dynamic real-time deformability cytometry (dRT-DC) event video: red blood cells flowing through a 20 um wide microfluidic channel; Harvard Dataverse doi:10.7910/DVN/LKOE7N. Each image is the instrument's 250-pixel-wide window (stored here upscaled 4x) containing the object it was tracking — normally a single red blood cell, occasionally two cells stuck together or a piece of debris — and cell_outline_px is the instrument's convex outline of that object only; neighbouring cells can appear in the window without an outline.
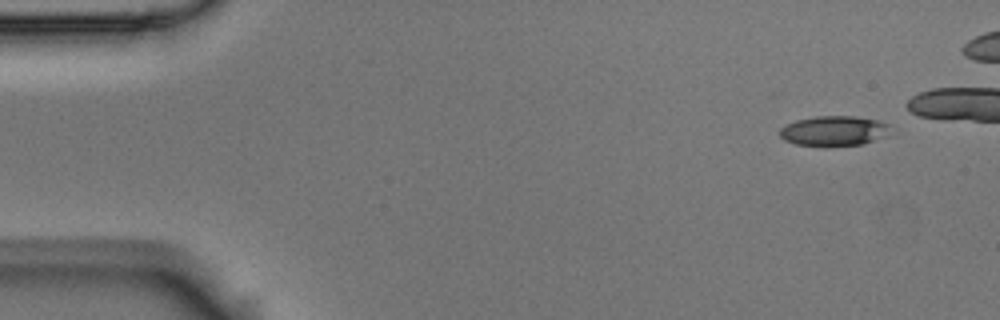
{"species": "Egyptian fruit bat (a non-hibernating species)", "species_latin": "Rousettus aegyptiacus", "temperature_condition": "room temperature", "stored_images_in_passage": 7, "camera_frame_rate_fps": 3000, "um_per_image_px": 0.085, "animal": {"sex": "male"}, "frame": {"image": 1, "passage_image": 1, "time_ms": 0.0, "image_size_px": [1000, 320], "cell_outline_px": [[888, 136], [864, 144], [824, 148], [796, 144], [784, 140], [780, 136], [780, 128], [796, 120], [816, 116], [856, 116], [876, 120], [888, 124]], "centroid_in_image_um": [70.88, 11.16], "position_along_channel_um": 14.1, "area_um2": 19.77}}
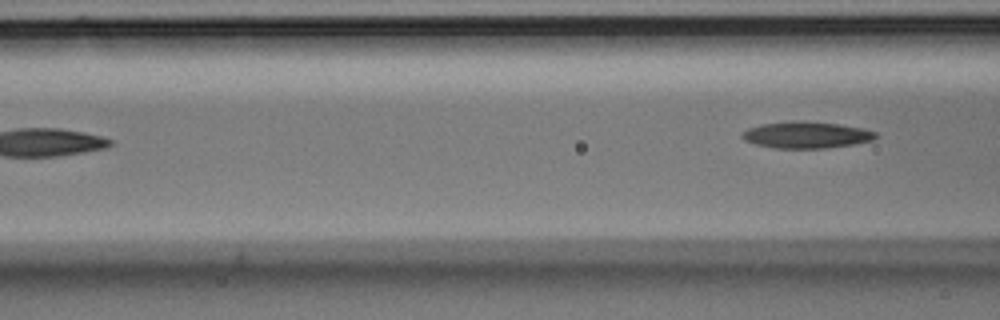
{"frame": {"image": 2, "passage_image": 7, "time_ms": 2.0, "image_size_px": [1000, 320], "cell_outline_px": [[876, 136], [872, 140], [852, 144], [828, 148], [772, 148], [756, 144], [744, 140], [740, 136], [748, 128], [760, 124], [792, 120], [796, 120], [836, 124], [860, 128], [876, 132]], "centroid_in_image_um": [68.47, 11.47], "position_along_channel_um": 98.1, "area_um2": 20.52}}